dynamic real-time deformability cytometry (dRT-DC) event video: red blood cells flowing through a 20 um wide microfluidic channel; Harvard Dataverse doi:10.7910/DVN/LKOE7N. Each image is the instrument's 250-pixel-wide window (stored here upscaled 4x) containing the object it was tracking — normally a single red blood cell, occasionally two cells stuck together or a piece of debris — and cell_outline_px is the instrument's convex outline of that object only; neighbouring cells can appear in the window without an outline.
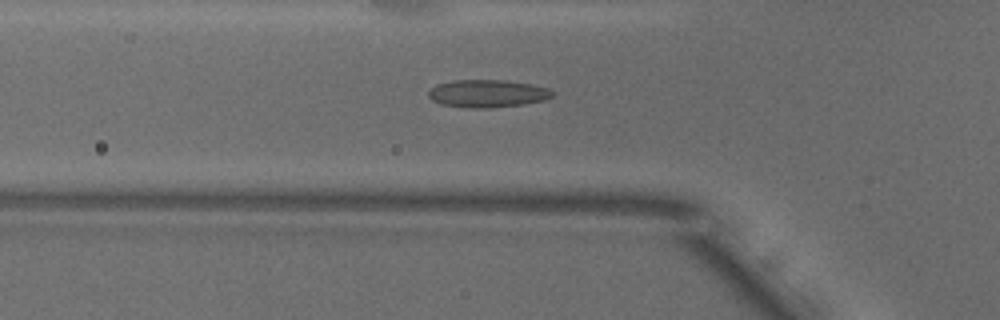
{"species": "common noctule bat (a hibernating species)", "species_latin": "Nyctalus noctula", "temperature_condition": "warm", "stored_images_in_passage": 47, "camera_frame_rate_fps": 3000, "um_per_image_px": 0.085, "animal": {"sex": "male", "body_mass_g": 18.8}, "frame": {"image": 1, "passage_image": 15, "time_ms": 4.667, "image_size_px": [1000, 320], "cell_outline_px": [[552, 96], [544, 100], [524, 104], [488, 108], [472, 108], [440, 104], [432, 100], [428, 96], [428, 92], [436, 84], [456, 80], [504, 80], [532, 84], [548, 88], [552, 92]], "centroid_in_image_um": [41.42, 7.95], "position_along_channel_um": 84.4, "area_um2": 19.88}}
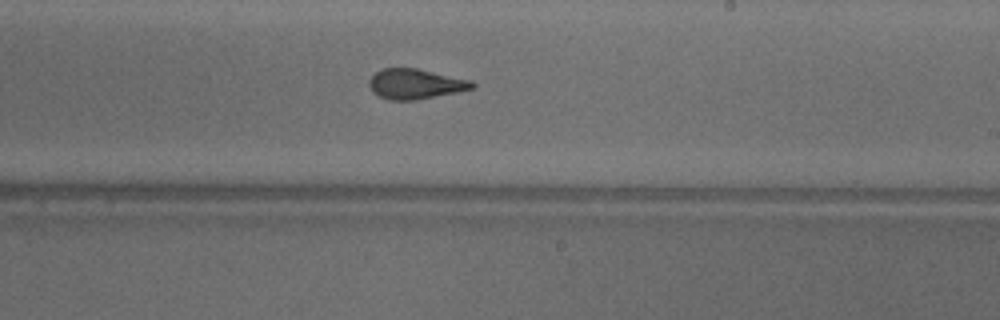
{"frame": {"image": 2, "passage_image": 28, "time_ms": 9.0, "image_size_px": [1000, 320], "cell_outline_px": [[476, 88], [416, 100], [388, 100], [372, 92], [368, 84], [368, 80], [376, 72], [384, 68], [416, 68], [472, 80], [476, 84]], "centroid_in_image_um": [35.32, 7.14], "position_along_channel_um": 253.7, "area_um2": 18.15}}
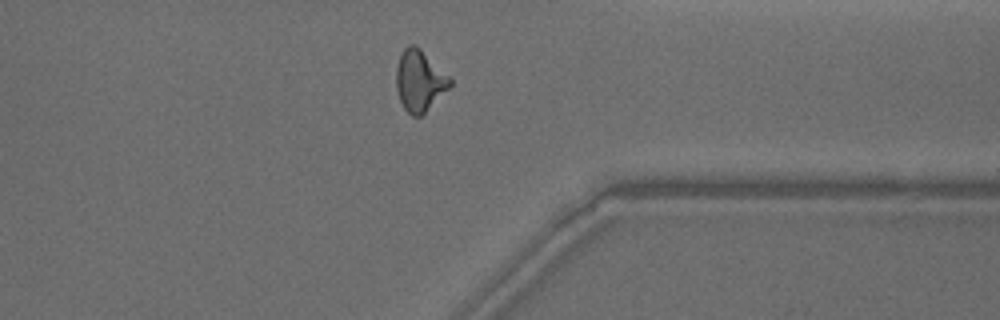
{"frame": {"image": 3, "passage_image": 38, "time_ms": 12.333, "image_size_px": [1000, 320], "cell_outline_px": [[452, 84], [420, 116], [412, 116], [404, 108], [400, 100], [396, 88], [396, 68], [400, 56], [404, 48], [408, 44], [416, 44], [452, 76]], "centroid_in_image_um": [35.68, 6.81], "position_along_channel_um": 375.7, "area_um2": 19.25}, "authors_computed_cell_mechanics": {"area_um2": 18.6694, "velocity_mm_per_s": 3.8922, "shape_relaxation_time_tau1_ms": 10.8252, "shape_relaxation_time_tau2_ms": 1.396, "deformation_change_tau1": 0.2732, "deformation_change_tau2": 0.0914}}